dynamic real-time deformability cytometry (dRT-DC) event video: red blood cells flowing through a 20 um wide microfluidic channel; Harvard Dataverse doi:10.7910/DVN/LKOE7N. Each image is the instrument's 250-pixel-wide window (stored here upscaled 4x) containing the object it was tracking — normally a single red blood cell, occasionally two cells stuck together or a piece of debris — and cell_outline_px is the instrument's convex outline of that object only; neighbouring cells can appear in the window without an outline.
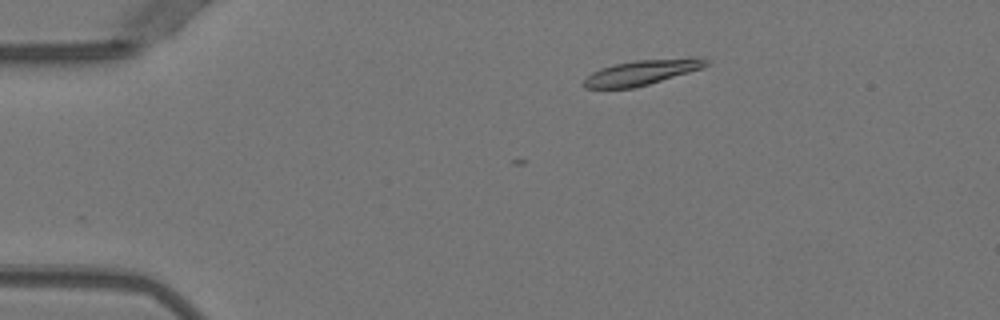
{"species": "Egyptian fruit bat (a non-hibernating species)", "species_latin": "Rousettus aegyptiacus", "temperature_condition": "warm", "stored_images_in_passage": 4, "camera_frame_rate_fps": 3000, "um_per_image_px": 0.085, "animal": {"sex": "female"}, "frame": {"image": 1, "passage_image": 4, "time_ms": 1.0, "image_size_px": [1000, 320], "cell_outline_px": [[708, 64], [704, 68], [648, 84], [632, 88], [584, 88], [580, 84], [592, 72], [600, 68], [616, 64], [636, 60], [696, 56], [700, 56], [708, 60]], "centroid_in_image_um": [54.6, 6.13], "position_along_channel_um": 30.4, "area_um2": 18.09}}